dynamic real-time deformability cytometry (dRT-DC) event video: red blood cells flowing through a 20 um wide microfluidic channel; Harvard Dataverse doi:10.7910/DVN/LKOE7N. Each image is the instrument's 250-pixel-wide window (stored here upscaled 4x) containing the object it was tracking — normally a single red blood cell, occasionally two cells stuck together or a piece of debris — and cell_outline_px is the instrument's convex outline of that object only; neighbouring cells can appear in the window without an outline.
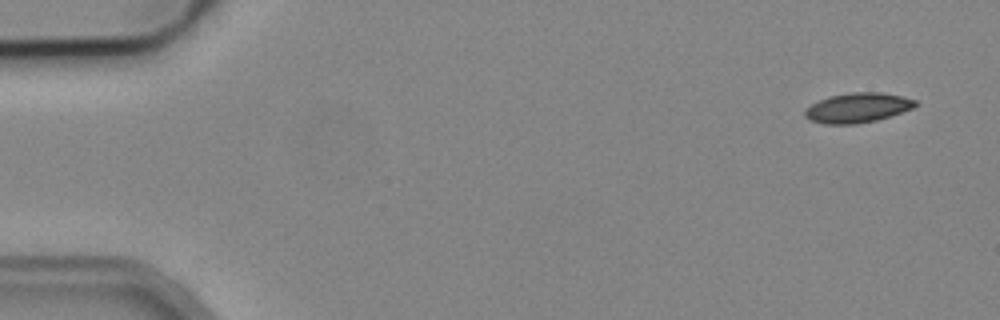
{"species": "common noctule bat (a hibernating species)", "species_latin": "Nyctalus noctula", "temperature_condition": "cold", "stored_images_in_passage": 4, "camera_frame_rate_fps": 3000, "um_per_image_px": 0.085, "animal": {"sex": "male", "body_mass_g": 19.2, "forearm_length_mm": 51.8}, "frame": {"image": 1, "passage_image": 1, "time_ms": 0.0, "image_size_px": [1000, 320], "cell_outline_px": [[916, 104], [912, 108], [876, 120], [856, 124], [824, 124], [808, 120], [804, 116], [804, 108], [828, 96], [852, 92], [880, 92], [904, 96], [916, 100]], "centroid_in_image_um": [72.84, 9.16], "position_along_channel_um": 12.2, "area_um2": 19.13}}